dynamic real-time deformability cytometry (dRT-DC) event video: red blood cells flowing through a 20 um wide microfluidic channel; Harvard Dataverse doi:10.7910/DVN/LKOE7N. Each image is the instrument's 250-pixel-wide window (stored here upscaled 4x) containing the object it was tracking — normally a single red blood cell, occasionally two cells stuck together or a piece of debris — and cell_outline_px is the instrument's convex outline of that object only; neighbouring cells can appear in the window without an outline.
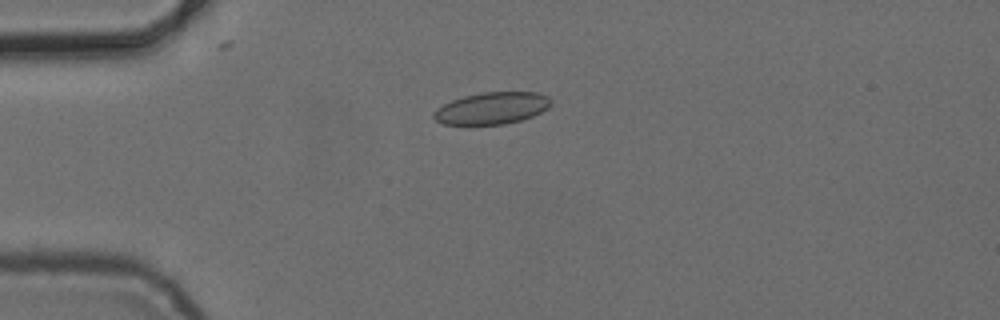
{"species": "common noctule bat (a hibernating species)", "species_latin": "Nyctalus noctula", "temperature_condition": "cold", "stored_images_in_passage": 1, "camera_frame_rate_fps": 3000, "um_per_image_px": 0.085, "animal": {"sex": "female", "body_mass_g": 24.6, "forearm_length_mm": 56.2}, "frame": {"image": 1, "passage_image": 1, "time_ms": 0.0, "image_size_px": [1000, 320], "cell_outline_px": [[552, 104], [548, 108], [532, 116], [520, 120], [504, 124], [444, 124], [436, 120], [432, 116], [432, 112], [436, 108], [452, 100], [464, 96], [480, 92], [536, 92], [548, 96], [552, 100]], "centroid_in_image_um": [41.81, 9.18], "position_along_channel_um": 43.2, "area_um2": 21.79}}